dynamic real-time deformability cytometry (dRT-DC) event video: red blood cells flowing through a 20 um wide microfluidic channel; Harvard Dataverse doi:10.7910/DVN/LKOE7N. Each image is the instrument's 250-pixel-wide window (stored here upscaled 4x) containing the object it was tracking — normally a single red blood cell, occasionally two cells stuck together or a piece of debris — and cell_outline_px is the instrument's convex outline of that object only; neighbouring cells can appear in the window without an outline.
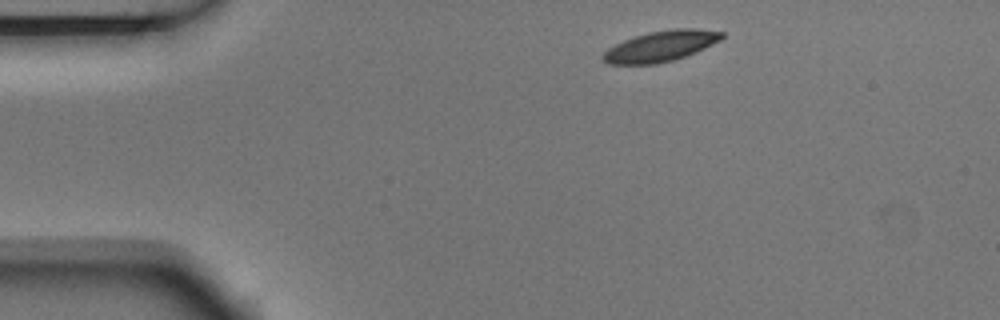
{"species": "Egyptian fruit bat (a non-hibernating species)", "species_latin": "Rousettus aegyptiacus", "temperature_condition": "room temperature", "stored_images_in_passage": 3, "segment_of_instrument_passage": [1, 2], "camera_frame_rate_fps": 3000, "um_per_image_px": 0.085, "animal": {"sex": "male"}, "frame": {"image": 1, "passage_image": 1, "time_ms": 0.0, "image_size_px": [1000, 320], "cell_outline_px": [[724, 36], [720, 40], [696, 52], [672, 60], [656, 64], [608, 64], [600, 56], [608, 48], [624, 40], [648, 32], [672, 28], [696, 28], [724, 32]], "centroid_in_image_um": [56.16, 3.91], "position_along_channel_um": 28.8, "area_um2": 21.15}}